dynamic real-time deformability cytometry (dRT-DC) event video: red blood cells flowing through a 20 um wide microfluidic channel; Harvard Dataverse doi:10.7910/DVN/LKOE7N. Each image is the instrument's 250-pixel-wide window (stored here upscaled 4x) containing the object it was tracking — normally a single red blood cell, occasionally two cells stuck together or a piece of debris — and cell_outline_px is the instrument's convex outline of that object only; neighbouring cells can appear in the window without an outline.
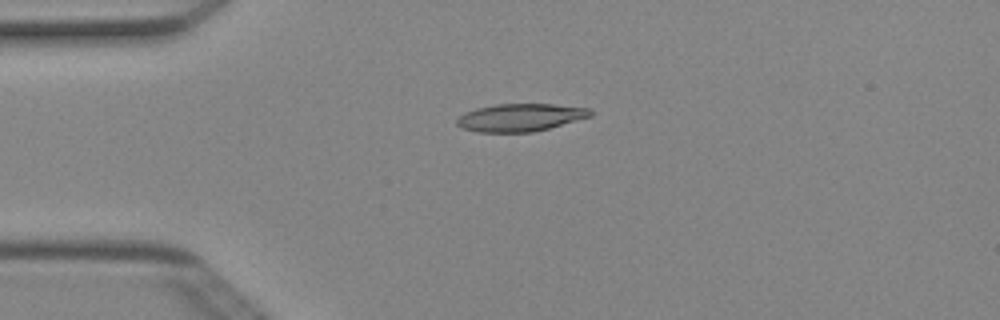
{"species": "Egyptian fruit bat (a non-hibernating species)", "species_latin": "Rousettus aegyptiacus", "temperature_condition": "cold", "stored_images_in_passage": 4, "camera_frame_rate_fps": 3000, "um_per_image_px": 0.085, "animal": {"sex": "female"}, "frame": {"image": 1, "passage_image": 4, "time_ms": 1.0, "image_size_px": [1000, 320], "cell_outline_px": [[592, 116], [548, 128], [532, 132], [476, 132], [464, 128], [456, 124], [456, 120], [464, 112], [476, 108], [496, 104], [552, 104], [592, 108]], "centroid_in_image_um": [44.23, 9.98], "position_along_channel_um": 40.8, "area_um2": 21.5}}